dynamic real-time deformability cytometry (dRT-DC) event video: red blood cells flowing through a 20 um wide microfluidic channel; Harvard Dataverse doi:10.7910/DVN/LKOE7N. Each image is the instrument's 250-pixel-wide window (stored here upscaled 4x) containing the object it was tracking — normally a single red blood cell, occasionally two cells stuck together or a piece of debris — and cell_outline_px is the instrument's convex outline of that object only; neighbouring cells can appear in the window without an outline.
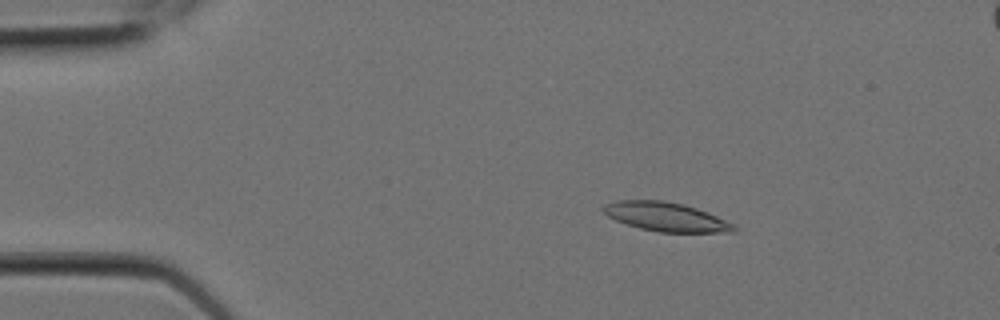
{"species": "Egyptian fruit bat (a non-hibernating species)", "species_latin": "Rousettus aegyptiacus", "temperature_condition": "room temperature", "stored_images_in_passage": 6, "segment_of_instrument_passage": [1, 2], "camera_frame_rate_fps": 3000, "um_per_image_px": 0.085, "animal": {"sex": "female"}, "frame": {"image": 1, "passage_image": 3, "time_ms": 0.667, "image_size_px": [1000, 320], "cell_outline_px": [[736, 232], [660, 232], [640, 228], [616, 220], [608, 216], [600, 208], [604, 204], [616, 200], [660, 200], [684, 204], [708, 212], [736, 224]], "centroid_in_image_um": [56.62, 18.42], "position_along_channel_um": 28.4, "area_um2": 22.08}}